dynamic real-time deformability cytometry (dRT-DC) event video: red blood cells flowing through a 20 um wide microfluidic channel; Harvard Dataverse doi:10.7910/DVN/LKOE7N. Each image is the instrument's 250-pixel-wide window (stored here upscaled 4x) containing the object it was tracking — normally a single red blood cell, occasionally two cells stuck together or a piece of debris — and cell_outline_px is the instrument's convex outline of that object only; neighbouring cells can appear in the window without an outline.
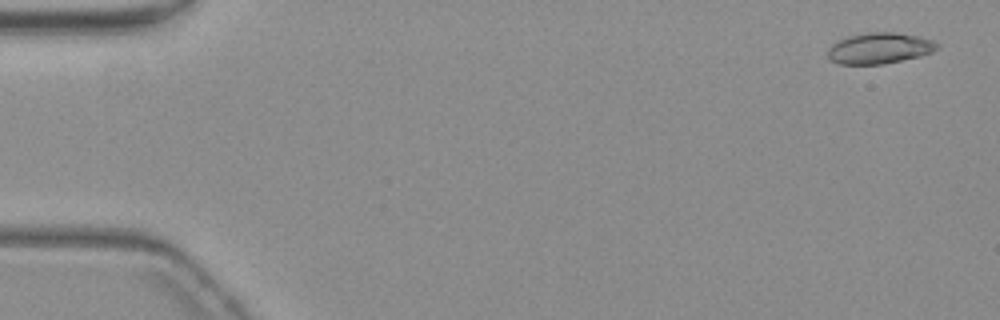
{"species": "common noctule bat (a hibernating species)", "species_latin": "Nyctalus noctula", "temperature_condition": "warm", "stored_images_in_passage": 5, "camera_frame_rate_fps": 3000, "um_per_image_px": 0.085, "animal": {"sex": "female", "body_mass_g": 19.3, "forearm_length_mm": 54.1}, "frame": {"image": 1, "passage_image": 1, "time_ms": 0.0, "image_size_px": [1000, 320], "cell_outline_px": [[940, 48], [932, 52], [920, 56], [884, 64], [840, 64], [828, 60], [828, 48], [836, 40], [848, 36], [864, 32], [896, 32], [920, 36], [936, 40], [940, 44]], "centroid_in_image_um": [74.78, 4.08], "position_along_channel_um": 10.2, "area_um2": 20.23}}
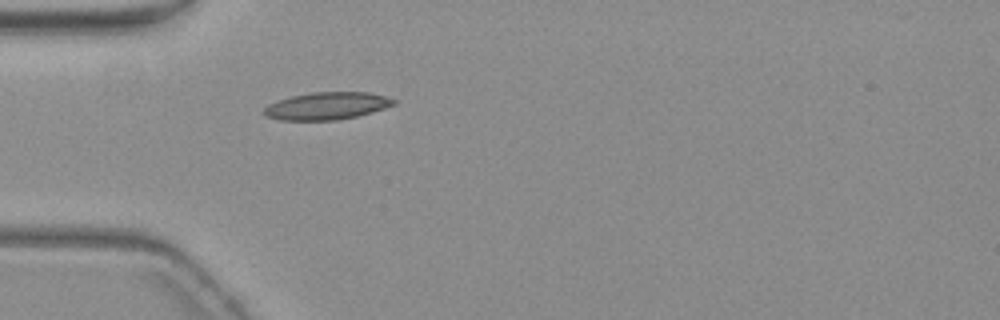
{"frame": {"image": 2, "passage_image": 5, "time_ms": 5.0, "image_size_px": [1000, 320], "cell_outline_px": [[396, 104], [372, 112], [356, 116], [336, 120], [280, 120], [264, 116], [260, 112], [268, 104], [276, 100], [292, 96], [312, 92], [368, 92], [384, 96], [396, 100]], "centroid_in_image_um": [27.72, 9.0], "position_along_channel_um": 57.3, "area_um2": 20.81}}